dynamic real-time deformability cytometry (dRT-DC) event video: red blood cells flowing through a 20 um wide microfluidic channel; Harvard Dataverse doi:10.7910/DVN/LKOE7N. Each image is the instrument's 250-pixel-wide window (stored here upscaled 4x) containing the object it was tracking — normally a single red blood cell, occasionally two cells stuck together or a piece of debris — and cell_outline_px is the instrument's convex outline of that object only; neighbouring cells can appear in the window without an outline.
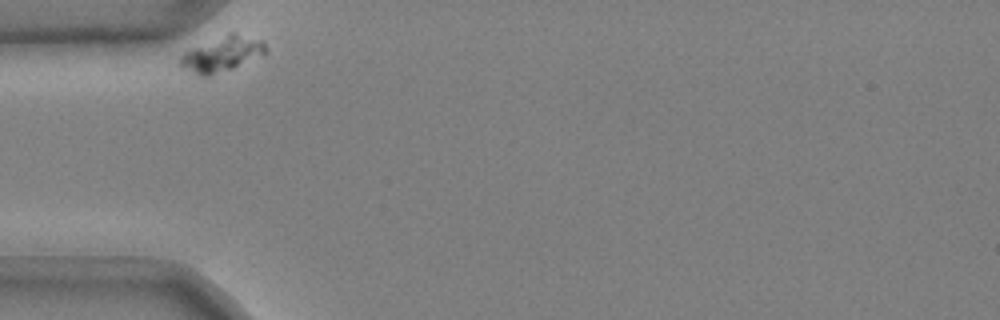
{"species": "common noctule bat (a hibernating species)", "species_latin": "Nyctalus noctula", "temperature_condition": "cold", "stored_images_in_passage": 33, "camera_frame_rate_fps": 3000, "um_per_image_px": 0.085, "animal": {"sex": "male", "body_mass_g": 20.4}, "frame": {"image": 1, "passage_image": 1, "time_ms": 0.0, "image_size_px": [1000, 320], "cell_outline_px": [[268, 52], [232, 68], [208, 76], [200, 76], [180, 64], [180, 56], [184, 52], [192, 48], [228, 32], [236, 32], [264, 40], [268, 48]], "centroid_in_image_um": [18.93, 4.55], "position_along_channel_um": 66.1, "area_um2": 17.34}}
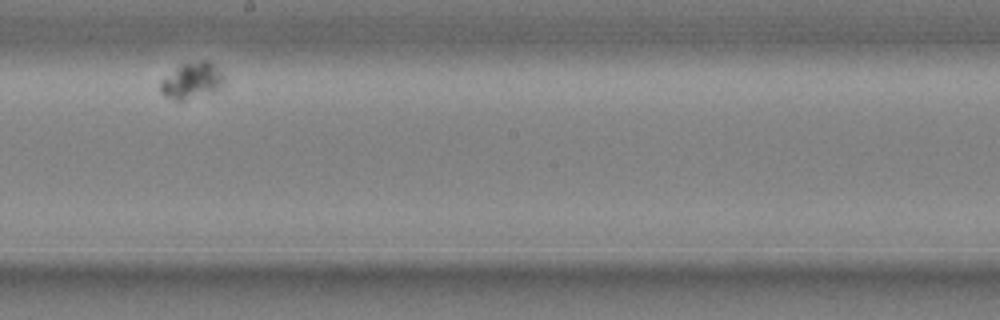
{"frame": {"image": 2, "passage_image": 19, "time_ms": 6.0, "image_size_px": [1000, 320], "cell_outline_px": [[224, 84], [220, 88], [212, 92], [184, 100], [176, 100], [160, 92], [160, 80], [184, 64], [200, 60], [208, 60], [224, 76]], "centroid_in_image_um": [16.32, 6.86], "position_along_channel_um": 231.9, "area_um2": 13.01}}
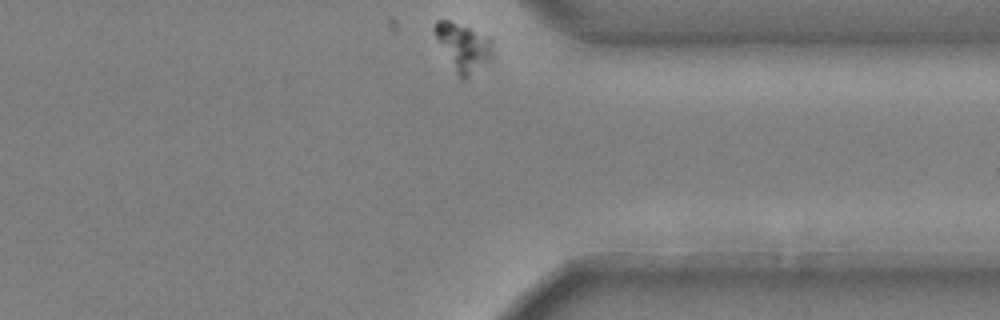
{"frame": {"image": 3, "passage_image": 33, "time_ms": 10.667, "image_size_px": [1000, 320], "cell_outline_px": [[492, 60], [464, 80], [456, 72], [436, 36], [432, 28], [436, 20], [448, 20], [492, 36]], "centroid_in_image_um": [39.44, 3.97], "position_along_channel_um": 372.0, "area_um2": 15.95}}